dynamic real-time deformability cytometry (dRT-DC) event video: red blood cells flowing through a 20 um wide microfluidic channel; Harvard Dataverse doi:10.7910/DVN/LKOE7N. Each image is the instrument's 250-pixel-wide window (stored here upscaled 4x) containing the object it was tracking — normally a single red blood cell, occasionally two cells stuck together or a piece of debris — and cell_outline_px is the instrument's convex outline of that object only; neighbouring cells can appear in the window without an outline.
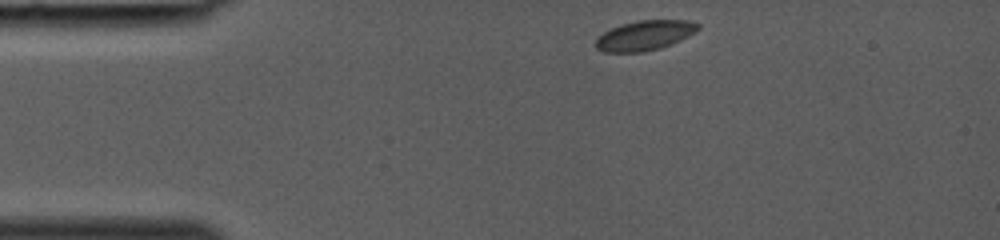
{"species": "common noctule bat (a hibernating species)", "species_latin": "Nyctalus noctula", "temperature_condition": "room temperature", "stored_images_in_passage": 30, "camera_frame_rate_fps": 3000, "um_per_image_px": 0.085, "animal": {"sex": "female", "body_mass_g": 19.0, "forearm_length_mm": 53.3}, "frame": {"image": 1, "passage_image": 1, "time_ms": 0.0, "image_size_px": [1000, 240], "cell_outline_px": [[700, 28], [696, 32], [672, 44], [660, 48], [644, 52], [604, 52], [596, 48], [596, 40], [604, 32], [620, 24], [640, 20], [692, 20], [700, 24]], "centroid_in_image_um": [54.85, 3.0], "position_along_channel_um": 30.2, "area_um2": 17.86}}
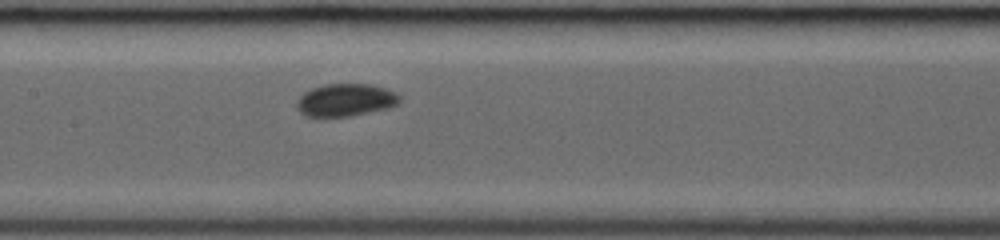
{"frame": {"image": 2, "passage_image": 13, "time_ms": 4.0, "image_size_px": [1000, 240], "cell_outline_px": [[400, 100], [396, 104], [388, 108], [348, 116], [304, 116], [296, 108], [296, 100], [304, 92], [312, 88], [328, 84], [372, 84], [396, 92], [400, 96]], "centroid_in_image_um": [29.35, 8.49], "position_along_channel_um": 178.1, "area_um2": 19.42}}
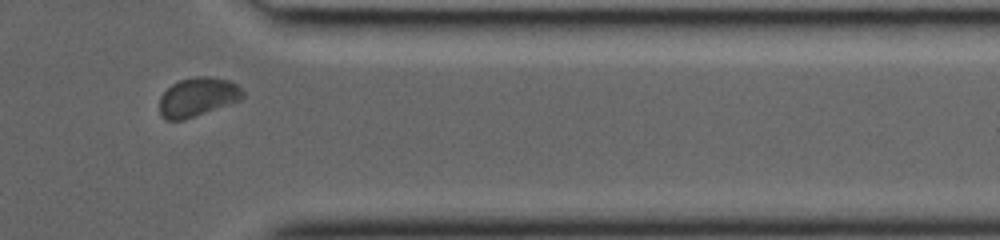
{"frame": {"image": 3, "passage_image": 26, "time_ms": 8.333, "image_size_px": [1000, 240], "cell_outline_px": [[244, 96], [240, 100], [184, 120], [164, 120], [160, 116], [160, 96], [172, 84], [180, 80], [196, 76], [208, 76], [228, 80], [236, 84], [244, 92]], "centroid_in_image_um": [16.78, 8.25], "position_along_channel_um": 394.6, "area_um2": 18.84}}